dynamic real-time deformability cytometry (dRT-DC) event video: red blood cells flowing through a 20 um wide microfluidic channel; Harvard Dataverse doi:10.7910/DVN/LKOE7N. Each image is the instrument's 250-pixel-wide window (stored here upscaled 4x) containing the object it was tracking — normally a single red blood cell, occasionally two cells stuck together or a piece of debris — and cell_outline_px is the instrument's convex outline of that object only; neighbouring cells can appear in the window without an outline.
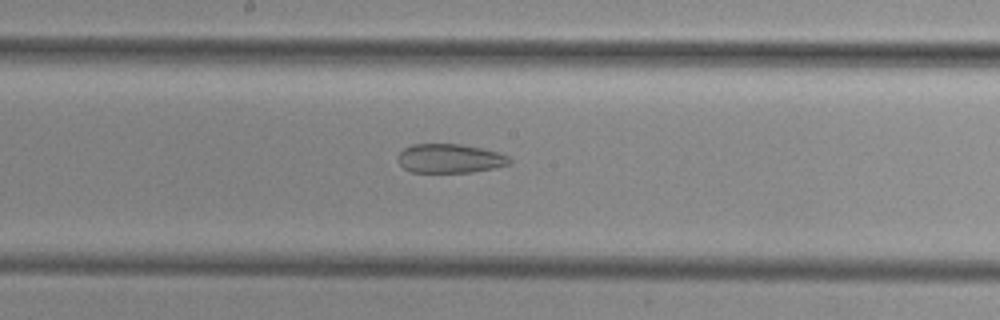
{"species": "common noctule bat (a hibernating species)", "species_latin": "Nyctalus noctula", "temperature_condition": "cold", "stored_images_in_passage": 46, "camera_frame_rate_fps": 3000, "um_per_image_px": 0.085, "animal": {"sex": "female", "body_mass_g": 29.2, "forearm_length_mm": 56.3}, "frame": {"image": 1, "passage_image": 25, "time_ms": 8.0, "image_size_px": [1000, 320], "cell_outline_px": [[512, 164], [472, 172], [412, 172], [404, 168], [396, 160], [396, 156], [404, 148], [412, 144], [460, 144], [480, 148], [496, 152], [508, 156], [512, 160]], "centroid_in_image_um": [38.21, 13.47], "position_along_channel_um": 210.0, "area_um2": 18.9}}
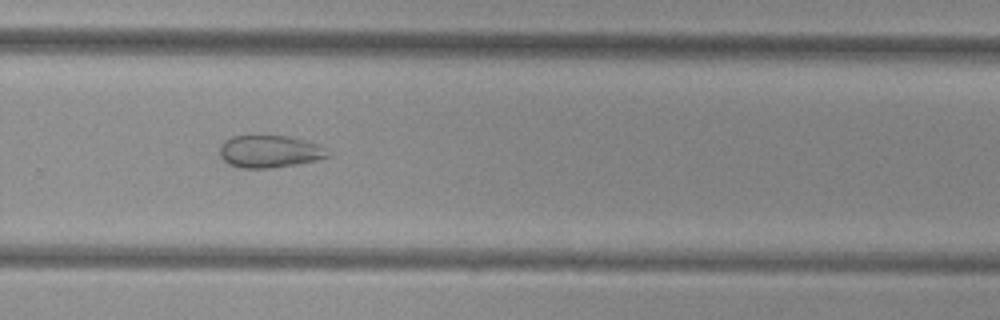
{"frame": {"image": 2, "passage_image": 32, "time_ms": 10.333, "image_size_px": [1000, 320], "cell_outline_px": [[332, 156], [316, 160], [296, 164], [268, 168], [240, 168], [228, 164], [220, 156], [220, 148], [224, 140], [232, 136], [288, 136], [304, 140], [316, 144], [332, 152]], "centroid_in_image_um": [22.92, 12.88], "position_along_channel_um": 306.9, "area_um2": 20.35}}
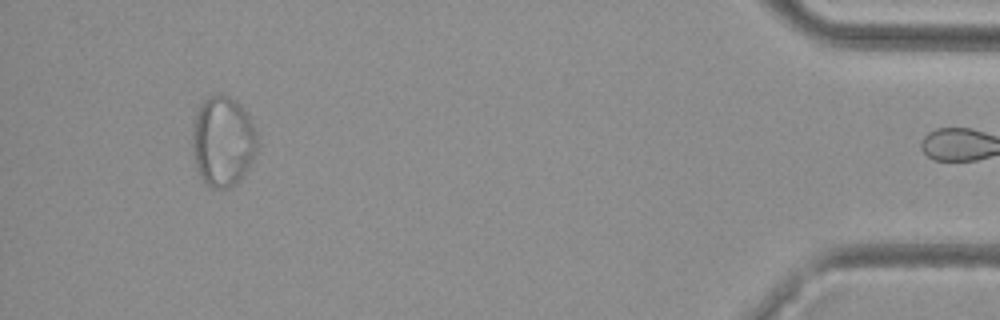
{"frame": {"image": 3, "passage_image": 45, "time_ms": 14.667, "image_size_px": [1000, 320], "cell_outline_px": [[260, 136], [256, 152], [244, 176], [236, 184], [228, 188], [212, 188], [204, 184], [196, 168], [192, 152], [192, 124], [196, 112], [204, 100], [216, 92], [228, 96], [240, 104], [244, 108]], "centroid_in_image_um": [18.95, 12.02], "position_along_channel_um": 416.3, "area_um2": 34.97}}